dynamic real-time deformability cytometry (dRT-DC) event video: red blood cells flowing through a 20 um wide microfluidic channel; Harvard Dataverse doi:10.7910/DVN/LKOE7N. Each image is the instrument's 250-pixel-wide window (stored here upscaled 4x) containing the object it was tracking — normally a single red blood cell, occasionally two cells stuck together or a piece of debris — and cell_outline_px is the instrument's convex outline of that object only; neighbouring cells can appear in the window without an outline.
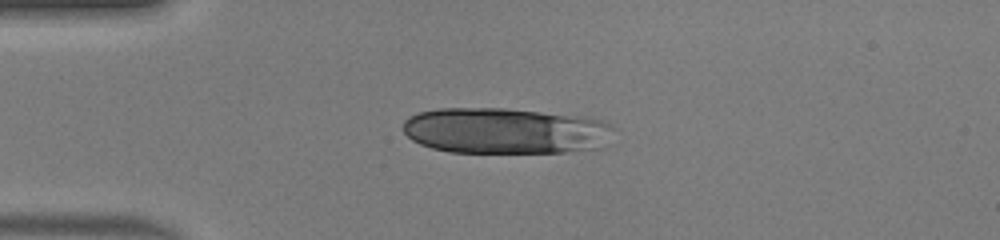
{"species": "human", "species_latin": "Homo sapiens", "temperature_condition": "warm", "stored_images_in_passage": 38, "camera_frame_rate_fps": 3000, "um_per_image_px": 0.085, "donor": {"sex": "male"}, "frame": {"image": 1, "passage_image": 1, "time_ms": 0.0, "image_size_px": [1000, 240], "cell_outline_px": [[616, 128], [608, 148], [568, 152], [448, 152], [432, 148], [420, 144], [412, 140], [400, 128], [404, 120], [408, 116], [420, 112], [440, 108], [504, 108], [576, 116], [600, 120]], "centroid_in_image_um": [42.99, 11.13], "position_along_channel_um": 42.0, "area_um2": 57.16}}